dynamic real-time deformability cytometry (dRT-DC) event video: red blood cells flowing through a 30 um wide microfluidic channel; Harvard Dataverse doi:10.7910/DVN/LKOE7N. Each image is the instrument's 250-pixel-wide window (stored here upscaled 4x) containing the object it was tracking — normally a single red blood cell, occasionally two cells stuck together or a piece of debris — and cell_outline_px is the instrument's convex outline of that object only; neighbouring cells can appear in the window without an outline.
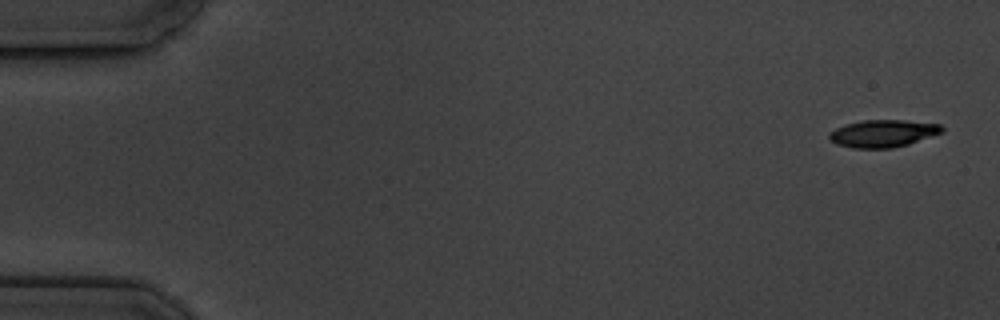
{"species": "common noctule bat (a hibernating species)", "species_latin": "Nyctalus noctula", "temperature_condition": "cold", "stored_images_in_passage": 10, "camera_frame_rate_fps": 3000, "um_per_image_px": 0.085, "animal": {"sex": "male", "body_mass_g": 19.5, "forearm_length_mm": 54.6}, "frame": {"image": 1, "passage_image": 1, "time_ms": 0.0, "image_size_px": [1000, 320], "cell_outline_px": [[944, 132], [908, 144], [892, 148], [852, 148], [836, 144], [828, 136], [828, 132], [844, 124], [864, 120], [904, 120], [940, 124], [944, 128]], "centroid_in_image_um": [75.05, 11.34], "position_along_channel_um": 10.0, "area_um2": 18.03}}
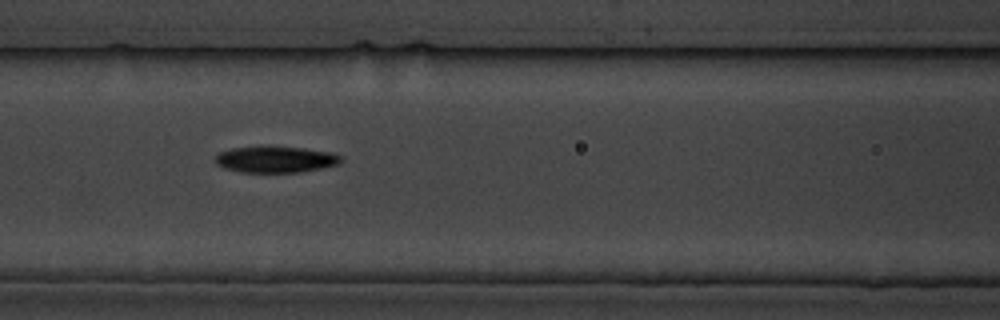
{"frame": {"image": 2, "passage_image": 7, "time_ms": 7.667, "image_size_px": [1000, 320], "cell_outline_px": [[344, 160], [340, 164], [300, 172], [244, 172], [224, 168], [216, 164], [216, 156], [220, 152], [232, 148], [304, 148], [332, 152], [340, 156]], "centroid_in_image_um": [23.48, 13.57], "position_along_channel_um": 143.1, "area_um2": 18.73}}
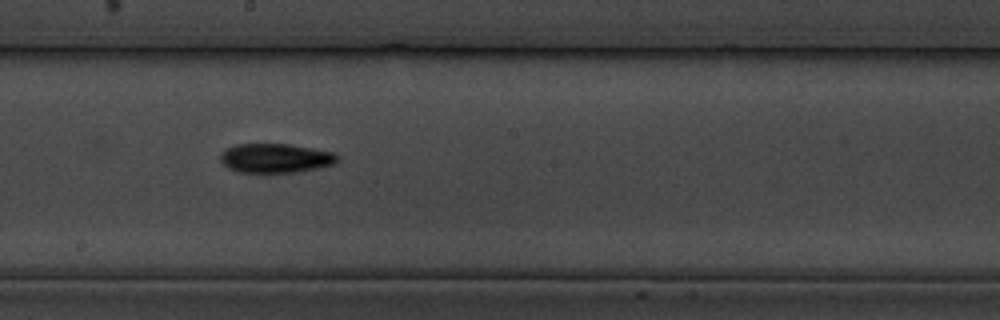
{"frame": {"image": 3, "passage_image": 9, "time_ms": 10.0, "image_size_px": [1000, 320], "cell_outline_px": [[340, 160], [332, 164], [320, 168], [296, 172], [240, 172], [228, 168], [220, 160], [220, 152], [236, 144], [288, 144], [312, 148], [332, 152], [340, 156]], "centroid_in_image_um": [23.43, 13.44], "position_along_channel_um": 224.8, "area_um2": 19.94}}